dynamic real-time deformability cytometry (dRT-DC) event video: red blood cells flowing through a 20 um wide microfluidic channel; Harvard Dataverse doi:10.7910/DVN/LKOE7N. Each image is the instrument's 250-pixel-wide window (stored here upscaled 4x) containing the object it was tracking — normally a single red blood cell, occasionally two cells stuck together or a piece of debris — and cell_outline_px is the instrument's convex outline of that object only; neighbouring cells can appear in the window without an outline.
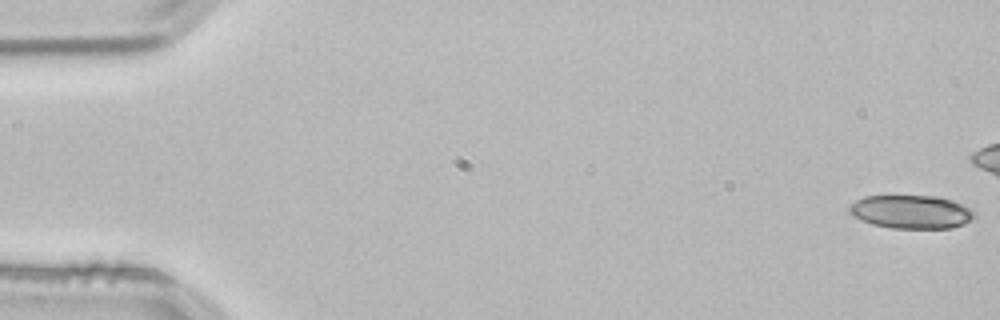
{"species": "common noctule bat (a hibernating species)", "species_latin": "Nyctalus noctula", "temperature_condition": "room temperature", "stored_images_in_passage": 44, "camera_frame_rate_fps": 3000, "um_per_image_px": 0.085, "animal": {"sex": "male", "body_mass_g": 21.5, "forearm_length_mm": 52.0}, "frame": {"image": 1, "passage_image": 1, "time_ms": 0.0, "image_size_px": [1000, 320], "cell_outline_px": [[976, 216], [964, 224], [952, 228], [892, 228], [872, 224], [860, 220], [852, 216], [848, 212], [848, 208], [856, 200], [864, 196], [940, 196], [952, 200], [972, 208]], "centroid_in_image_um": [77.46, 18.0], "position_along_channel_um": 7.5, "area_um2": 24.57}}